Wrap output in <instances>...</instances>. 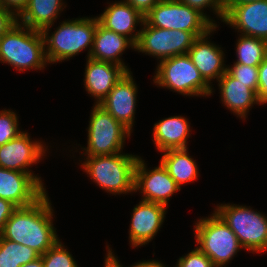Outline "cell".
<instances>
[{"instance_id": "cell-1", "label": "cell", "mask_w": 267, "mask_h": 267, "mask_svg": "<svg viewBox=\"0 0 267 267\" xmlns=\"http://www.w3.org/2000/svg\"><path fill=\"white\" fill-rule=\"evenodd\" d=\"M52 211L45 193L32 205L17 207L0 235L32 248L41 256L59 240L52 224Z\"/></svg>"}, {"instance_id": "cell-2", "label": "cell", "mask_w": 267, "mask_h": 267, "mask_svg": "<svg viewBox=\"0 0 267 267\" xmlns=\"http://www.w3.org/2000/svg\"><path fill=\"white\" fill-rule=\"evenodd\" d=\"M0 61L22 72L44 68L48 61L42 31L15 23L0 38Z\"/></svg>"}, {"instance_id": "cell-3", "label": "cell", "mask_w": 267, "mask_h": 267, "mask_svg": "<svg viewBox=\"0 0 267 267\" xmlns=\"http://www.w3.org/2000/svg\"><path fill=\"white\" fill-rule=\"evenodd\" d=\"M136 155L116 153L104 156H87L82 166L92 180L109 193L134 192Z\"/></svg>"}, {"instance_id": "cell-4", "label": "cell", "mask_w": 267, "mask_h": 267, "mask_svg": "<svg viewBox=\"0 0 267 267\" xmlns=\"http://www.w3.org/2000/svg\"><path fill=\"white\" fill-rule=\"evenodd\" d=\"M96 28L97 17H85L63 21L51 36H48L49 33H42L47 61L49 63L62 62V60L70 59L88 47L90 48L88 50L89 58Z\"/></svg>"}, {"instance_id": "cell-5", "label": "cell", "mask_w": 267, "mask_h": 267, "mask_svg": "<svg viewBox=\"0 0 267 267\" xmlns=\"http://www.w3.org/2000/svg\"><path fill=\"white\" fill-rule=\"evenodd\" d=\"M194 230L196 243L200 245L198 248L211 259L215 267L225 266L243 248L236 234L215 212L210 217L198 220Z\"/></svg>"}, {"instance_id": "cell-6", "label": "cell", "mask_w": 267, "mask_h": 267, "mask_svg": "<svg viewBox=\"0 0 267 267\" xmlns=\"http://www.w3.org/2000/svg\"><path fill=\"white\" fill-rule=\"evenodd\" d=\"M217 205L214 211L236 234L244 249L267 251V217L246 206Z\"/></svg>"}, {"instance_id": "cell-7", "label": "cell", "mask_w": 267, "mask_h": 267, "mask_svg": "<svg viewBox=\"0 0 267 267\" xmlns=\"http://www.w3.org/2000/svg\"><path fill=\"white\" fill-rule=\"evenodd\" d=\"M154 82L182 95L209 96L213 91L192 63L188 54L161 60Z\"/></svg>"}, {"instance_id": "cell-8", "label": "cell", "mask_w": 267, "mask_h": 267, "mask_svg": "<svg viewBox=\"0 0 267 267\" xmlns=\"http://www.w3.org/2000/svg\"><path fill=\"white\" fill-rule=\"evenodd\" d=\"M144 20L157 28L189 31L196 38L209 33L215 27L202 13L180 0H161Z\"/></svg>"}, {"instance_id": "cell-9", "label": "cell", "mask_w": 267, "mask_h": 267, "mask_svg": "<svg viewBox=\"0 0 267 267\" xmlns=\"http://www.w3.org/2000/svg\"><path fill=\"white\" fill-rule=\"evenodd\" d=\"M131 132L100 105L93 106L88 127L87 156H104L121 153L125 136Z\"/></svg>"}, {"instance_id": "cell-10", "label": "cell", "mask_w": 267, "mask_h": 267, "mask_svg": "<svg viewBox=\"0 0 267 267\" xmlns=\"http://www.w3.org/2000/svg\"><path fill=\"white\" fill-rule=\"evenodd\" d=\"M140 36L135 50L161 60L187 54L196 37L189 31L172 30L150 26L145 20L141 24Z\"/></svg>"}, {"instance_id": "cell-11", "label": "cell", "mask_w": 267, "mask_h": 267, "mask_svg": "<svg viewBox=\"0 0 267 267\" xmlns=\"http://www.w3.org/2000/svg\"><path fill=\"white\" fill-rule=\"evenodd\" d=\"M145 161L138 157L135 167L134 190H142L143 201L167 206L169 199L181 188L169 175L167 169L160 165L152 170L146 168Z\"/></svg>"}, {"instance_id": "cell-12", "label": "cell", "mask_w": 267, "mask_h": 267, "mask_svg": "<svg viewBox=\"0 0 267 267\" xmlns=\"http://www.w3.org/2000/svg\"><path fill=\"white\" fill-rule=\"evenodd\" d=\"M42 142L31 141L27 132H22L16 138L0 146V167L31 174L42 186V180L35 176L27 167L37 163L44 153Z\"/></svg>"}, {"instance_id": "cell-13", "label": "cell", "mask_w": 267, "mask_h": 267, "mask_svg": "<svg viewBox=\"0 0 267 267\" xmlns=\"http://www.w3.org/2000/svg\"><path fill=\"white\" fill-rule=\"evenodd\" d=\"M45 193V188L31 174L0 167V198L16 207H26Z\"/></svg>"}, {"instance_id": "cell-14", "label": "cell", "mask_w": 267, "mask_h": 267, "mask_svg": "<svg viewBox=\"0 0 267 267\" xmlns=\"http://www.w3.org/2000/svg\"><path fill=\"white\" fill-rule=\"evenodd\" d=\"M223 22L241 31V35L267 41V0L232 6L225 13Z\"/></svg>"}, {"instance_id": "cell-15", "label": "cell", "mask_w": 267, "mask_h": 267, "mask_svg": "<svg viewBox=\"0 0 267 267\" xmlns=\"http://www.w3.org/2000/svg\"><path fill=\"white\" fill-rule=\"evenodd\" d=\"M136 94V84L131 71H128L98 105L131 132L136 109Z\"/></svg>"}, {"instance_id": "cell-16", "label": "cell", "mask_w": 267, "mask_h": 267, "mask_svg": "<svg viewBox=\"0 0 267 267\" xmlns=\"http://www.w3.org/2000/svg\"><path fill=\"white\" fill-rule=\"evenodd\" d=\"M166 207L153 202L140 201L133 209L129 239L133 247L149 243L163 224Z\"/></svg>"}, {"instance_id": "cell-17", "label": "cell", "mask_w": 267, "mask_h": 267, "mask_svg": "<svg viewBox=\"0 0 267 267\" xmlns=\"http://www.w3.org/2000/svg\"><path fill=\"white\" fill-rule=\"evenodd\" d=\"M87 59L84 85L88 94L95 97L96 104H99L130 70L111 62Z\"/></svg>"}, {"instance_id": "cell-18", "label": "cell", "mask_w": 267, "mask_h": 267, "mask_svg": "<svg viewBox=\"0 0 267 267\" xmlns=\"http://www.w3.org/2000/svg\"><path fill=\"white\" fill-rule=\"evenodd\" d=\"M215 26L209 33L196 38L193 41L192 47L187 52L192 63L200 72L203 79L211 85V81L219 78L227 71L225 68L224 54L221 48L217 45L210 43L207 37L215 31Z\"/></svg>"}, {"instance_id": "cell-19", "label": "cell", "mask_w": 267, "mask_h": 267, "mask_svg": "<svg viewBox=\"0 0 267 267\" xmlns=\"http://www.w3.org/2000/svg\"><path fill=\"white\" fill-rule=\"evenodd\" d=\"M99 23L108 30L129 38L135 45L140 36V30L134 35L137 23L144 22L142 16L135 8L124 1L112 3L106 10L99 15ZM130 35V36H129ZM133 35V36H132Z\"/></svg>"}, {"instance_id": "cell-20", "label": "cell", "mask_w": 267, "mask_h": 267, "mask_svg": "<svg viewBox=\"0 0 267 267\" xmlns=\"http://www.w3.org/2000/svg\"><path fill=\"white\" fill-rule=\"evenodd\" d=\"M129 46L135 49V44L129 38L106 29L97 18V28L94 34L93 48L89 56L90 59L111 62L128 69L119 57Z\"/></svg>"}, {"instance_id": "cell-21", "label": "cell", "mask_w": 267, "mask_h": 267, "mask_svg": "<svg viewBox=\"0 0 267 267\" xmlns=\"http://www.w3.org/2000/svg\"><path fill=\"white\" fill-rule=\"evenodd\" d=\"M218 81L222 102L237 116L245 119L253 104H261L254 90L233 78L227 71Z\"/></svg>"}, {"instance_id": "cell-22", "label": "cell", "mask_w": 267, "mask_h": 267, "mask_svg": "<svg viewBox=\"0 0 267 267\" xmlns=\"http://www.w3.org/2000/svg\"><path fill=\"white\" fill-rule=\"evenodd\" d=\"M154 144L159 152L168 149L187 148L190 125L182 116H171L154 124Z\"/></svg>"}, {"instance_id": "cell-23", "label": "cell", "mask_w": 267, "mask_h": 267, "mask_svg": "<svg viewBox=\"0 0 267 267\" xmlns=\"http://www.w3.org/2000/svg\"><path fill=\"white\" fill-rule=\"evenodd\" d=\"M62 0H28L24 10L17 16L19 22L33 30L48 33L60 11L64 8Z\"/></svg>"}, {"instance_id": "cell-24", "label": "cell", "mask_w": 267, "mask_h": 267, "mask_svg": "<svg viewBox=\"0 0 267 267\" xmlns=\"http://www.w3.org/2000/svg\"><path fill=\"white\" fill-rule=\"evenodd\" d=\"M162 152L164 154L160 162L180 188L184 183L196 180L198 167L188 155L187 148L168 149Z\"/></svg>"}, {"instance_id": "cell-25", "label": "cell", "mask_w": 267, "mask_h": 267, "mask_svg": "<svg viewBox=\"0 0 267 267\" xmlns=\"http://www.w3.org/2000/svg\"><path fill=\"white\" fill-rule=\"evenodd\" d=\"M39 257L32 248L4 239L0 235V267H21Z\"/></svg>"}, {"instance_id": "cell-26", "label": "cell", "mask_w": 267, "mask_h": 267, "mask_svg": "<svg viewBox=\"0 0 267 267\" xmlns=\"http://www.w3.org/2000/svg\"><path fill=\"white\" fill-rule=\"evenodd\" d=\"M236 48L238 64L259 66L267 55V41L260 38L241 35Z\"/></svg>"}, {"instance_id": "cell-27", "label": "cell", "mask_w": 267, "mask_h": 267, "mask_svg": "<svg viewBox=\"0 0 267 267\" xmlns=\"http://www.w3.org/2000/svg\"><path fill=\"white\" fill-rule=\"evenodd\" d=\"M59 241L40 256L44 267H78L72 255Z\"/></svg>"}, {"instance_id": "cell-28", "label": "cell", "mask_w": 267, "mask_h": 267, "mask_svg": "<svg viewBox=\"0 0 267 267\" xmlns=\"http://www.w3.org/2000/svg\"><path fill=\"white\" fill-rule=\"evenodd\" d=\"M227 72L239 82L246 84L247 87L258 91V66H248L234 63L232 67H226Z\"/></svg>"}, {"instance_id": "cell-29", "label": "cell", "mask_w": 267, "mask_h": 267, "mask_svg": "<svg viewBox=\"0 0 267 267\" xmlns=\"http://www.w3.org/2000/svg\"><path fill=\"white\" fill-rule=\"evenodd\" d=\"M17 118L16 114L10 110L0 111V146L22 133L18 128Z\"/></svg>"}, {"instance_id": "cell-30", "label": "cell", "mask_w": 267, "mask_h": 267, "mask_svg": "<svg viewBox=\"0 0 267 267\" xmlns=\"http://www.w3.org/2000/svg\"><path fill=\"white\" fill-rule=\"evenodd\" d=\"M176 267H215L211 259L198 247L179 258Z\"/></svg>"}, {"instance_id": "cell-31", "label": "cell", "mask_w": 267, "mask_h": 267, "mask_svg": "<svg viewBox=\"0 0 267 267\" xmlns=\"http://www.w3.org/2000/svg\"><path fill=\"white\" fill-rule=\"evenodd\" d=\"M183 4L188 5L189 7L198 10L200 13H202L214 26H217L214 21L209 19V17L204 14L203 9L210 7L212 10H214L215 14L220 17V19L223 21L224 18V0H180Z\"/></svg>"}, {"instance_id": "cell-32", "label": "cell", "mask_w": 267, "mask_h": 267, "mask_svg": "<svg viewBox=\"0 0 267 267\" xmlns=\"http://www.w3.org/2000/svg\"><path fill=\"white\" fill-rule=\"evenodd\" d=\"M257 96L262 105L267 103V55L258 66Z\"/></svg>"}, {"instance_id": "cell-33", "label": "cell", "mask_w": 267, "mask_h": 267, "mask_svg": "<svg viewBox=\"0 0 267 267\" xmlns=\"http://www.w3.org/2000/svg\"><path fill=\"white\" fill-rule=\"evenodd\" d=\"M17 22L15 13L0 5V38Z\"/></svg>"}, {"instance_id": "cell-34", "label": "cell", "mask_w": 267, "mask_h": 267, "mask_svg": "<svg viewBox=\"0 0 267 267\" xmlns=\"http://www.w3.org/2000/svg\"><path fill=\"white\" fill-rule=\"evenodd\" d=\"M17 207L8 200L0 198V234L2 233L7 220L11 217Z\"/></svg>"}, {"instance_id": "cell-35", "label": "cell", "mask_w": 267, "mask_h": 267, "mask_svg": "<svg viewBox=\"0 0 267 267\" xmlns=\"http://www.w3.org/2000/svg\"><path fill=\"white\" fill-rule=\"evenodd\" d=\"M135 8L142 16H146L150 10L161 0H123Z\"/></svg>"}, {"instance_id": "cell-36", "label": "cell", "mask_w": 267, "mask_h": 267, "mask_svg": "<svg viewBox=\"0 0 267 267\" xmlns=\"http://www.w3.org/2000/svg\"><path fill=\"white\" fill-rule=\"evenodd\" d=\"M28 0H0V5L13 11L18 16L26 7ZM13 10H12V8ZM15 11V12H14Z\"/></svg>"}, {"instance_id": "cell-37", "label": "cell", "mask_w": 267, "mask_h": 267, "mask_svg": "<svg viewBox=\"0 0 267 267\" xmlns=\"http://www.w3.org/2000/svg\"><path fill=\"white\" fill-rule=\"evenodd\" d=\"M107 257L117 266V267H122L118 261V259L114 256L113 252L108 248L107 250ZM131 267H165L162 265V263L155 261V260H148V261H142L139 263L134 264Z\"/></svg>"}, {"instance_id": "cell-38", "label": "cell", "mask_w": 267, "mask_h": 267, "mask_svg": "<svg viewBox=\"0 0 267 267\" xmlns=\"http://www.w3.org/2000/svg\"><path fill=\"white\" fill-rule=\"evenodd\" d=\"M253 1H261V0H224V15L232 6Z\"/></svg>"}, {"instance_id": "cell-39", "label": "cell", "mask_w": 267, "mask_h": 267, "mask_svg": "<svg viewBox=\"0 0 267 267\" xmlns=\"http://www.w3.org/2000/svg\"><path fill=\"white\" fill-rule=\"evenodd\" d=\"M21 267H44V265H43L42 258L39 257L32 262H29V263L22 265Z\"/></svg>"}, {"instance_id": "cell-40", "label": "cell", "mask_w": 267, "mask_h": 267, "mask_svg": "<svg viewBox=\"0 0 267 267\" xmlns=\"http://www.w3.org/2000/svg\"><path fill=\"white\" fill-rule=\"evenodd\" d=\"M105 267H117L107 256L105 258Z\"/></svg>"}]
</instances>
